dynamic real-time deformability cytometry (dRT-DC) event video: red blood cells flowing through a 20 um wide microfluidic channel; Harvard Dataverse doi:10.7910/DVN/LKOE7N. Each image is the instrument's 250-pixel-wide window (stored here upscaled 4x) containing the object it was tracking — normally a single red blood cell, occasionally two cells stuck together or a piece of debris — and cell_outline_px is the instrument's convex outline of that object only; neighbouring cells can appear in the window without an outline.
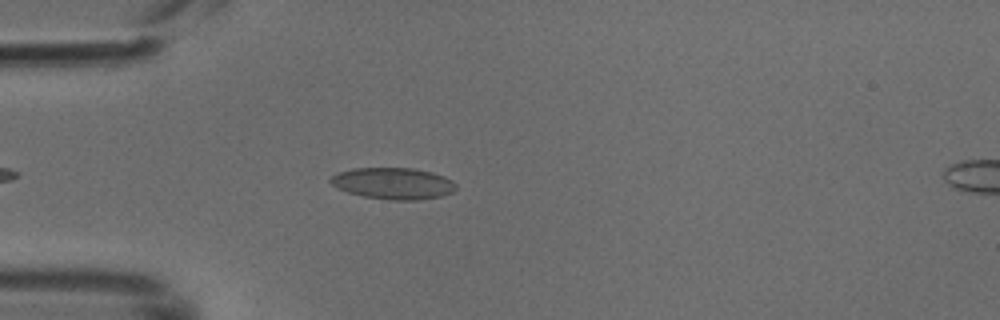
{"species": "common noctule bat (a hibernating species)", "species_latin": "Nyctalus noctula", "temperature_condition": "cold", "stored_images_in_passage": 39, "camera_frame_rate_fps": 3000, "um_per_image_px": 0.085, "animal": {"sex": "male", "body_mass_g": 18.8}, "frame": {"image": 1, "passage_image": 6, "time_ms": 1.667, "image_size_px": [1000, 320], "cell_outline_px": [[456, 188], [452, 192], [440, 196], [416, 200], [388, 200], [364, 196], [348, 192], [332, 184], [328, 180], [336, 172], [352, 168], [412, 168], [432, 172], [444, 176], [452, 180], [456, 184]], "centroid_in_image_um": [33.42, 15.58], "position_along_channel_um": 51.6, "area_um2": 23.0}}
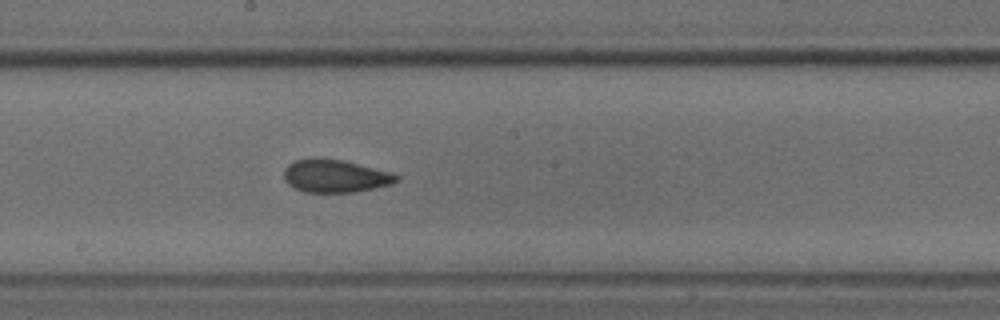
{"frame": {"image": 2, "passage_image": 19, "time_ms": 6.0, "image_size_px": [1000, 320], "cell_outline_px": [[400, 180], [392, 184], [352, 192], [304, 192], [288, 184], [284, 180], [284, 168], [288, 164], [296, 160], [312, 156], [316, 156], [344, 160], [392, 172], [400, 176]], "centroid_in_image_um": [28.48, 14.93], "position_along_channel_um": 219.7, "area_um2": 21.91}}
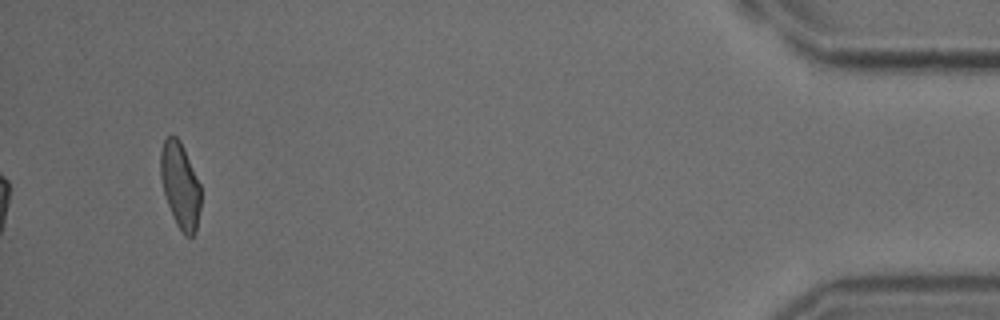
{"frame": {"image": 3, "passage_image": 39, "time_ms": 12.667, "image_size_px": [1000, 320], "cell_outline_px": [[200, 208], [196, 232], [192, 236], [184, 236], [176, 224], [172, 216], [164, 192], [160, 176], [160, 152], [164, 140], [168, 136], [176, 136], [180, 140], [184, 148], [200, 184]], "centroid_in_image_um": [15.31, 15.77], "position_along_channel_um": 419.9, "area_um2": 20.11}}